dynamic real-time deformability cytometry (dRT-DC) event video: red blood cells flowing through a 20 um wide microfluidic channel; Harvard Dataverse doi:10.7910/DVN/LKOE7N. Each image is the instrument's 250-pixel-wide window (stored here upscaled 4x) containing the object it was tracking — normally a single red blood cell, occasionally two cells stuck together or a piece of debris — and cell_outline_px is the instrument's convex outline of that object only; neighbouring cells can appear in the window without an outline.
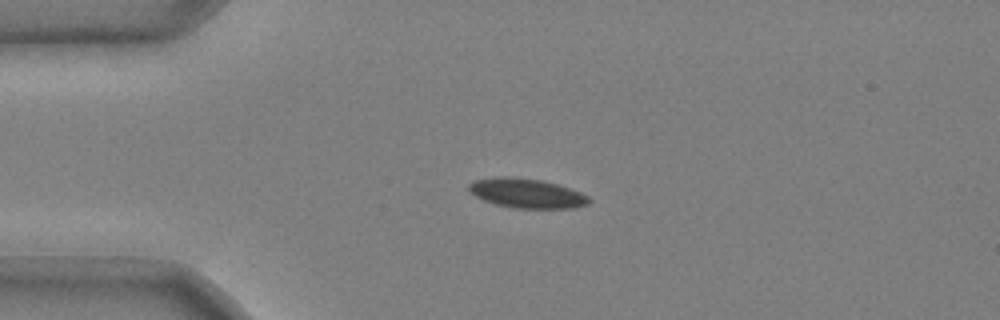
{"species": "common noctule bat (a hibernating species)", "species_latin": "Nyctalus noctula", "temperature_condition": "cold", "stored_images_in_passage": 40, "camera_frame_rate_fps": 3000, "um_per_image_px": 0.085, "animal": {"sex": "male", "body_mass_g": 20.4}, "frame": {"image": 1, "passage_image": 1, "time_ms": 0.0, "image_size_px": [1000, 320], "cell_outline_px": [[592, 200], [588, 204], [576, 208], [512, 208], [496, 204], [484, 200], [468, 192], [468, 184], [476, 180], [500, 176], [504, 176], [540, 180], [556, 184], [580, 192], [588, 196]], "centroid_in_image_um": [44.77, 16.44], "position_along_channel_um": 40.2, "area_um2": 20.52}}
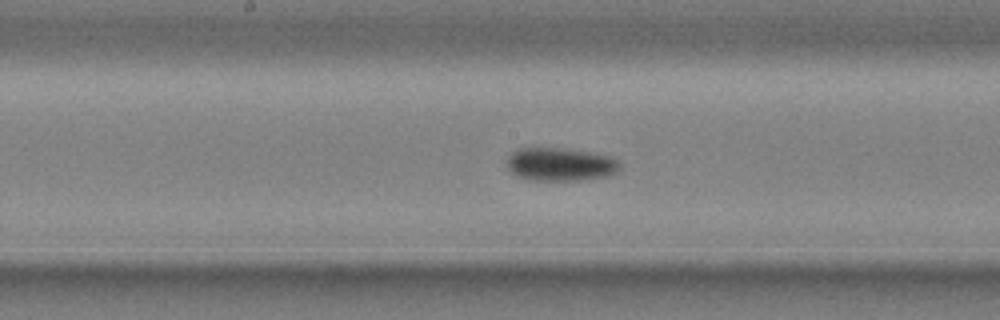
{"frame": {"image": 2, "passage_image": 16, "time_ms": 5.0, "image_size_px": [1000, 320], "cell_outline_px": [[620, 168], [616, 172], [608, 176], [588, 180], [528, 180], [516, 176], [508, 168], [508, 156], [516, 148], [564, 148], [612, 156], [620, 164]], "centroid_in_image_um": [47.63, 13.97], "position_along_channel_um": 200.6, "area_um2": 22.02}}
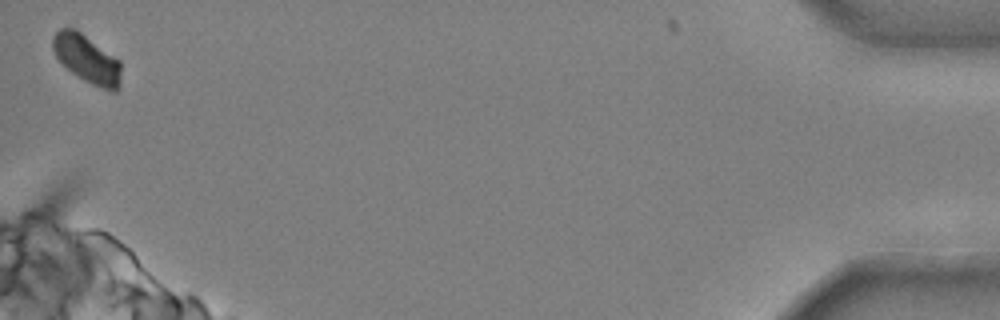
{"frame": {"image": 3, "passage_image": 40, "time_ms": 13.0, "image_size_px": [1000, 320], "cell_outline_px": [[120, 88], [116, 92], [112, 92], [92, 84], [84, 80], [72, 72], [56, 56], [52, 48], [52, 36], [60, 28], [76, 28], [120, 60]], "centroid_in_image_um": [7.4, 5.0], "position_along_channel_um": 427.8, "area_um2": 19.13}, "authors_computed_cell_mechanics": {"area_um2": 21.0392, "velocity_mm_per_s": 3.7071, "shape_relaxation_time_tau1_ms": 5.2507, "shape_relaxation_time_tau2_ms": null, "deformation_change_tau1": 0.1166, "deformation_change_tau2": null}}